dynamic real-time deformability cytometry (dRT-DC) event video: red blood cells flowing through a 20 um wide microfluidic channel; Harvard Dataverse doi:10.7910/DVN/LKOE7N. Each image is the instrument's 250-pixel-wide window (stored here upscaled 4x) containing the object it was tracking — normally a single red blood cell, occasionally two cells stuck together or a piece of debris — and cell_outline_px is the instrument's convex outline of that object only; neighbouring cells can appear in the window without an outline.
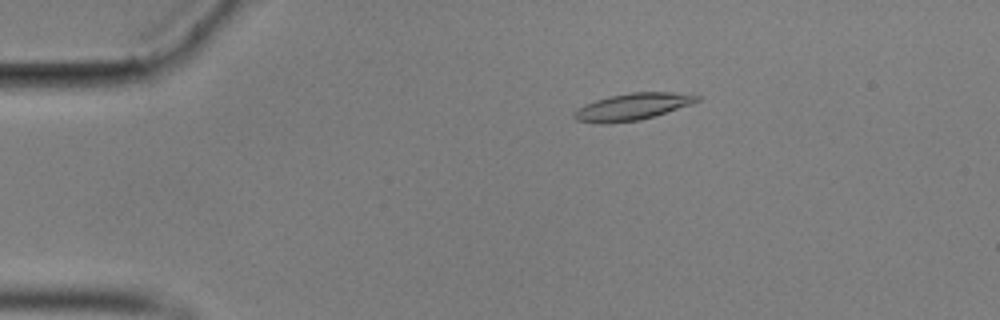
{"species": "common noctule bat (a hibernating species)", "species_latin": "Nyctalus noctula", "temperature_condition": "cold", "stored_images_in_passage": 58, "camera_frame_rate_fps": 3000, "um_per_image_px": 0.085, "animal": {"sex": "male", "body_mass_g": 17.9}, "frame": {"image": 1, "passage_image": 11, "time_ms": 3.333, "image_size_px": [1000, 320], "cell_outline_px": [[700, 100], [692, 104], [640, 120], [608, 124], [600, 124], [576, 120], [572, 116], [572, 112], [584, 104], [608, 96], [632, 92], [672, 92], [700, 96]], "centroid_in_image_um": [53.7, 9.08], "position_along_channel_um": 31.3, "area_um2": 19.31}}
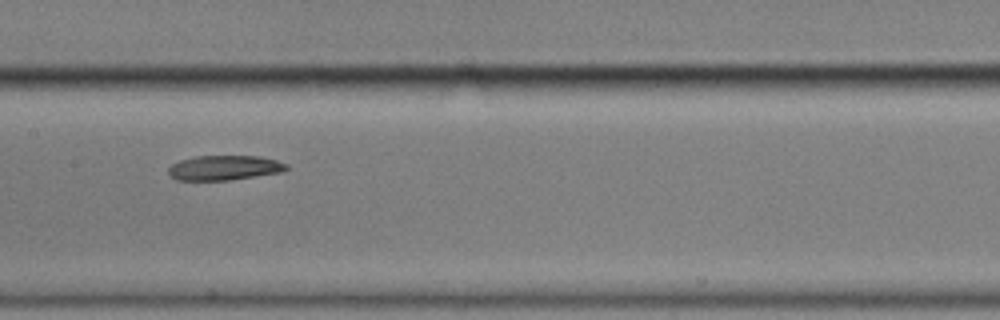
{"frame": {"image": 2, "passage_image": 29, "time_ms": 9.333, "image_size_px": [1000, 320], "cell_outline_px": [[288, 168], [284, 172], [228, 180], [176, 180], [168, 172], [168, 168], [172, 164], [180, 160], [196, 156], [260, 156], [276, 160], [288, 164]], "centroid_in_image_um": [19.09, 14.26], "position_along_channel_um": 188.3, "area_um2": 17.05}}
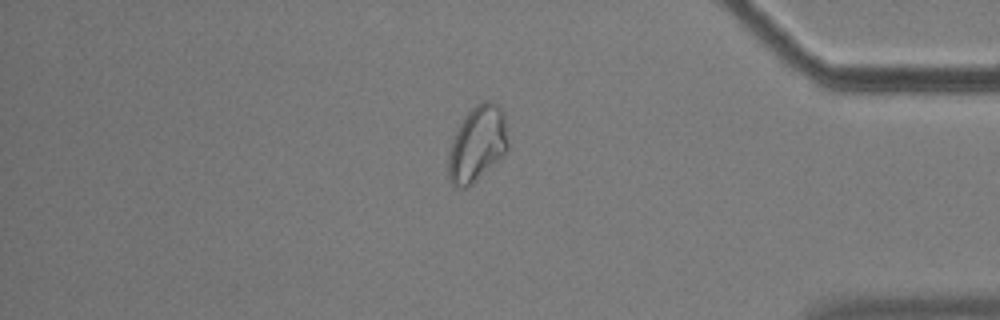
{"frame": {"image": 3, "passage_image": 49, "time_ms": 16.0, "image_size_px": [1000, 320], "cell_outline_px": [[508, 148], [504, 156], [472, 184], [464, 188], [456, 188], [452, 184], [448, 176], [448, 156], [452, 140], [464, 116], [476, 104], [484, 100], [492, 100], [500, 104], [504, 112], [508, 140]], "centroid_in_image_um": [40.6, 12.21], "position_along_channel_um": 394.6, "area_um2": 26.65}, "authors_computed_cell_mechanics": {"area_um2": 19.074, "velocity_mm_per_s": 3.485, "shape_relaxation_time_tau1_ms": null, "shape_relaxation_time_tau2_ms": 10.5521, "deformation_change_tau1": null, "deformation_change_tau2": 0.1142}}